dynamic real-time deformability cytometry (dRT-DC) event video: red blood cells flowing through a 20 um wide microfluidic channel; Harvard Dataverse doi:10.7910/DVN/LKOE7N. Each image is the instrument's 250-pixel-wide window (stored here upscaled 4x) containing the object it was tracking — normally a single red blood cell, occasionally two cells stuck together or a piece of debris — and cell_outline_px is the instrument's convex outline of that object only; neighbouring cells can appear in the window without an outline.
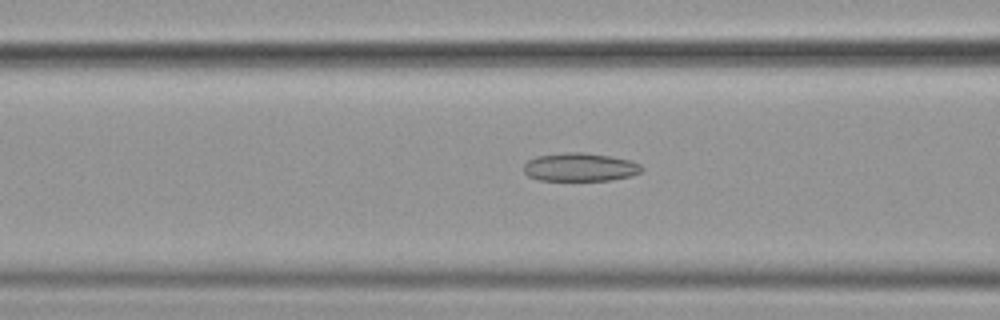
{"species": "common noctule bat (a hibernating species)", "species_latin": "Nyctalus noctula", "temperature_condition": "cold", "stored_images_in_passage": 42, "camera_frame_rate_fps": 3000, "um_per_image_px": 0.085, "animal": {"sex": "female", "body_mass_g": 19.9}, "frame": {"image": 1, "passage_image": 9, "time_ms": 2.667, "image_size_px": [1000, 320], "cell_outline_px": [[644, 168], [640, 172], [632, 176], [612, 180], [540, 180], [528, 176], [524, 172], [524, 164], [528, 160], [536, 156], [568, 152], [584, 152], [632, 160], [640, 164]], "centroid_in_image_um": [49.32, 14.2], "position_along_channel_um": 117.3, "area_um2": 19.54}}
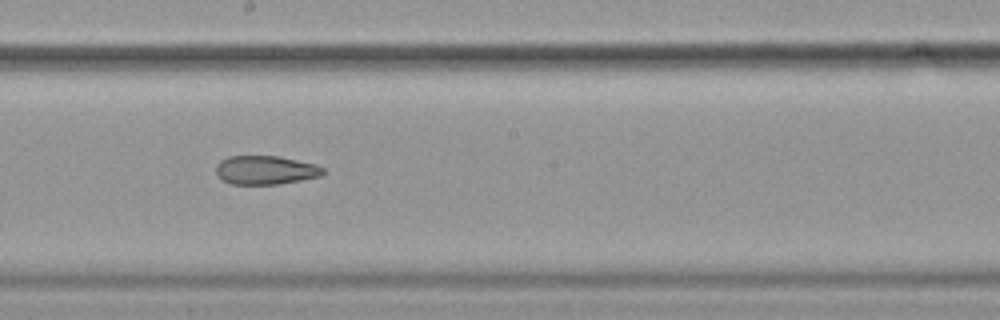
{"frame": {"image": 2, "passage_image": 18, "time_ms": 5.667, "image_size_px": [1000, 320], "cell_outline_px": [[324, 172], [320, 176], [280, 184], [232, 184], [224, 180], [216, 172], [216, 164], [220, 160], [228, 156], [280, 156], [316, 164], [324, 168]], "centroid_in_image_um": [22.58, 14.44], "position_along_channel_um": 225.6, "area_um2": 17.92}}
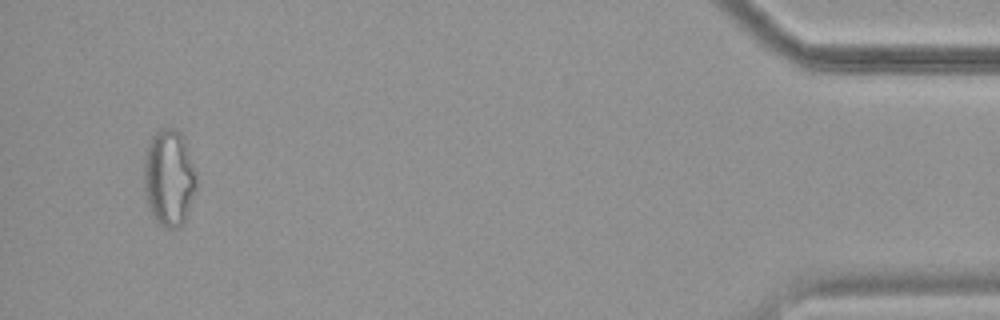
{"frame": {"image": 3, "passage_image": 40, "time_ms": 13.0, "image_size_px": [1000, 320], "cell_outline_px": [[196, 188], [184, 224], [176, 228], [168, 228], [160, 224], [152, 216], [144, 192], [144, 156], [148, 144], [152, 136], [160, 128], [176, 128], [180, 132], [184, 140], [196, 172]], "centroid_in_image_um": [14.36, 15.11], "position_along_channel_um": 420.8, "area_um2": 29.65}, "authors_computed_cell_mechanics": {"area_um2": 20.3745, "velocity_mm_per_s": 3.6177, "shape_relaxation_time_tau1_ms": null, "shape_relaxation_time_tau2_ms": 5.7632, "deformation_change_tau1": null, "deformation_change_tau2": 0.1363}}